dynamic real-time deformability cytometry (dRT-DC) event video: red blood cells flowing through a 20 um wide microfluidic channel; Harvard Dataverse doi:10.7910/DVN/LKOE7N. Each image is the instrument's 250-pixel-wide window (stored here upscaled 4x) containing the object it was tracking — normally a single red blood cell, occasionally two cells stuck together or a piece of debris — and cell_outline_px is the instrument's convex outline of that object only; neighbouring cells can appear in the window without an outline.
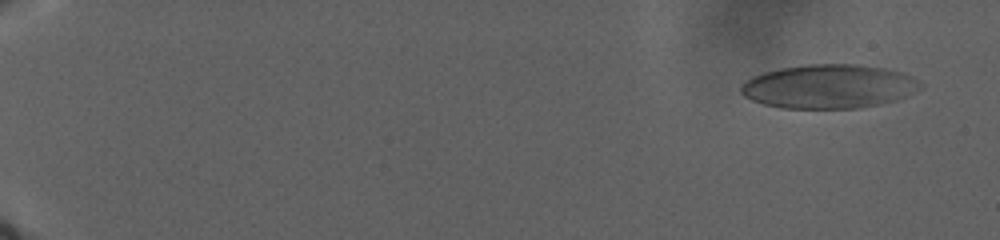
{"species": "human", "species_latin": "Homo sapiens", "temperature_condition": "warm", "stored_images_in_passage": 59, "camera_frame_rate_fps": 3000, "um_per_image_px": 0.085, "donor": {"sex": "male"}, "frame": {"image": 1, "passage_image": 2, "time_ms": 1.333, "image_size_px": [1000, 240], "cell_outline_px": [[924, 84], [920, 88], [896, 100], [880, 104], [860, 108], [780, 108], [764, 104], [752, 100], [744, 96], [740, 92], [740, 84], [744, 80], [752, 76], [764, 72], [780, 68], [804, 64], [860, 64], [884, 68], [904, 72], [920, 80]], "centroid_in_image_um": [70.44, 7.34], "position_along_channel_um": 14.6, "area_um2": 46.36}}
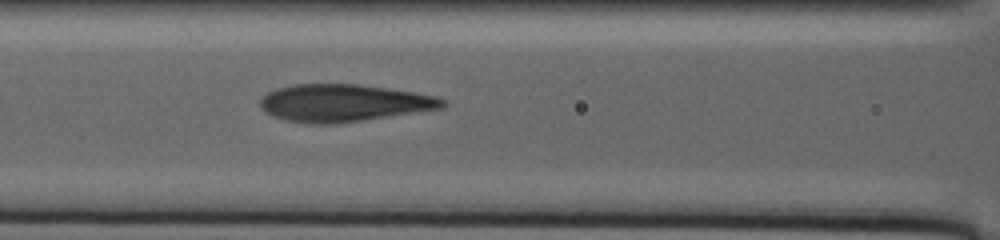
{"frame": {"image": 2, "passage_image": 34, "time_ms": 18.333, "image_size_px": [1000, 240], "cell_outline_px": [[448, 104], [444, 108], [336, 124], [308, 124], [288, 120], [272, 116], [264, 112], [260, 108], [260, 96], [276, 88], [292, 84], [356, 84], [388, 88], [436, 96], [448, 100]], "centroid_in_image_um": [29.19, 8.75], "position_along_channel_um": 137.4, "area_um2": 40.0}}
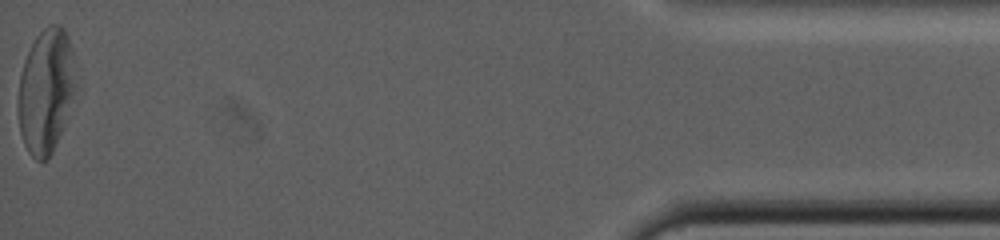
{"frame": {"image": 3, "passage_image": 59, "time_ms": 37.333, "image_size_px": [1000, 240], "cell_outline_px": [[84, 88], [52, 152], [44, 160], [36, 160], [28, 152], [24, 144], [20, 132], [16, 108], [16, 104], [20, 76], [24, 60], [36, 36], [48, 24], [60, 24], [64, 28], [68, 36], [72, 48]], "centroid_in_image_um": [4.03, 7.71], "position_along_channel_um": 431.2, "area_um2": 44.56}}